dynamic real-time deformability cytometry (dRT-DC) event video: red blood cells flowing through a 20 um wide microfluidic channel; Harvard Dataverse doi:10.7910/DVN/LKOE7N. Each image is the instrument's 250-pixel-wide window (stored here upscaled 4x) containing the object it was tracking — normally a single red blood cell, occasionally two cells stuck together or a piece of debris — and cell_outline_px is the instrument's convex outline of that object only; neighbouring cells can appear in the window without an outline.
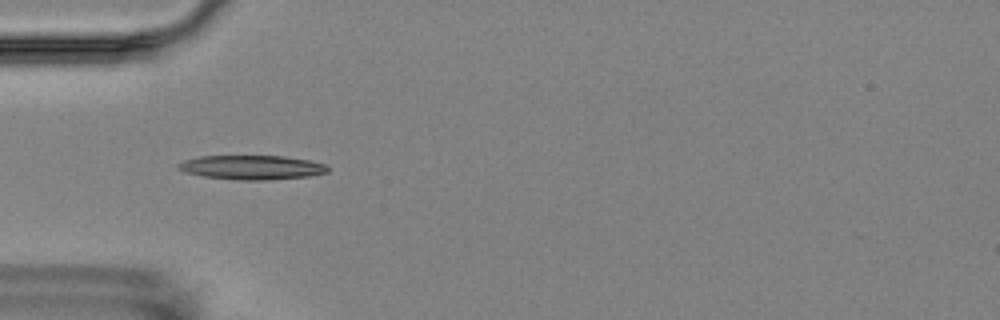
{"species": "Egyptian fruit bat (a non-hibernating species)", "species_latin": "Rousettus aegyptiacus", "temperature_condition": "room temperature", "stored_images_in_passage": 15, "camera_frame_rate_fps": 3000, "um_per_image_px": 0.085, "animal": {"sex": "female"}, "frame": {"image": 1, "passage_image": 4, "time_ms": 3.333, "image_size_px": [1000, 320], "cell_outline_px": [[328, 172], [308, 176], [264, 180], [240, 180], [204, 176], [184, 172], [176, 168], [176, 164], [184, 160], [200, 156], [284, 156], [308, 160], [328, 164]], "centroid_in_image_um": [21.39, 14.22], "position_along_channel_um": 63.6, "area_um2": 21.1}}
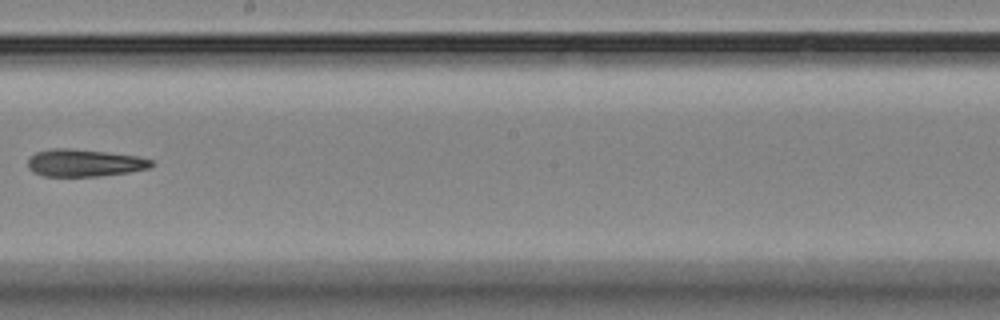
{"frame": {"image": 2, "passage_image": 8, "time_ms": 8.333, "image_size_px": [1000, 320], "cell_outline_px": [[156, 164], [148, 168], [128, 172], [100, 176], [44, 176], [32, 172], [28, 168], [28, 160], [36, 152], [52, 148], [72, 148], [136, 156], [152, 160]], "centroid_in_image_um": [7.15, 13.85], "position_along_channel_um": 241.0, "area_um2": 19.59}}
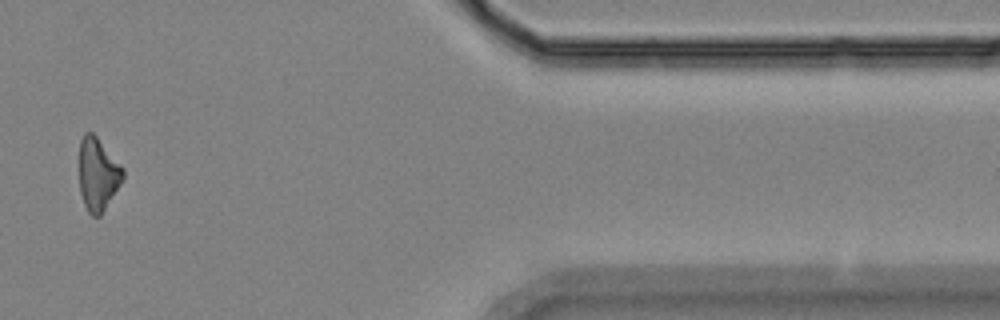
{"frame": {"image": 3, "passage_image": 13, "time_ms": 14.0, "image_size_px": [1000, 320], "cell_outline_px": [[124, 176], [120, 184], [100, 216], [92, 216], [88, 212], [84, 204], [80, 192], [80, 140], [84, 132], [92, 132], [96, 136], [124, 168]], "centroid_in_image_um": [8.31, 14.8], "position_along_channel_um": 403.1, "area_um2": 18.32}, "authors_computed_cell_mechanics": {"area_um2": 19.5364, "velocity_mm_per_s": 3.5718, "shape_relaxation_time_tau1_ms": 5.2749, "shape_relaxation_time_tau2_ms": 7.9165, "deformation_change_tau1": 0.1293, "deformation_change_tau2": 0.1758}}